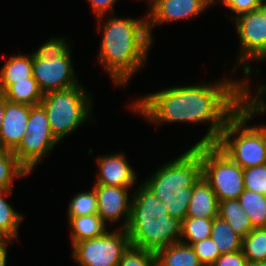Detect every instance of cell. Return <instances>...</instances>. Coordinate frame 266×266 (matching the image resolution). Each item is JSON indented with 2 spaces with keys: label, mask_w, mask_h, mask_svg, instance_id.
<instances>
[{
  "label": "cell",
  "mask_w": 266,
  "mask_h": 266,
  "mask_svg": "<svg viewBox=\"0 0 266 266\" xmlns=\"http://www.w3.org/2000/svg\"><path fill=\"white\" fill-rule=\"evenodd\" d=\"M248 80L220 79L216 83L176 86L148 94L131 103L132 111L160 125L163 122L211 123L195 145L215 144L227 121L241 108Z\"/></svg>",
  "instance_id": "6da1fadb"
},
{
  "label": "cell",
  "mask_w": 266,
  "mask_h": 266,
  "mask_svg": "<svg viewBox=\"0 0 266 266\" xmlns=\"http://www.w3.org/2000/svg\"><path fill=\"white\" fill-rule=\"evenodd\" d=\"M102 27L99 62L116 85L125 86L144 66L153 43L148 32L147 15L144 19L109 16Z\"/></svg>",
  "instance_id": "7a4b0ae2"
},
{
  "label": "cell",
  "mask_w": 266,
  "mask_h": 266,
  "mask_svg": "<svg viewBox=\"0 0 266 266\" xmlns=\"http://www.w3.org/2000/svg\"><path fill=\"white\" fill-rule=\"evenodd\" d=\"M258 92V93H257ZM257 94L248 92L241 108L227 121L215 145L242 169L266 164V136L258 126H246L254 115L265 113L266 85H260Z\"/></svg>",
  "instance_id": "3957f363"
},
{
  "label": "cell",
  "mask_w": 266,
  "mask_h": 266,
  "mask_svg": "<svg viewBox=\"0 0 266 266\" xmlns=\"http://www.w3.org/2000/svg\"><path fill=\"white\" fill-rule=\"evenodd\" d=\"M126 227L131 246L156 253L179 242L182 222L169 215L167 208L143 183L131 198Z\"/></svg>",
  "instance_id": "277c9868"
},
{
  "label": "cell",
  "mask_w": 266,
  "mask_h": 266,
  "mask_svg": "<svg viewBox=\"0 0 266 266\" xmlns=\"http://www.w3.org/2000/svg\"><path fill=\"white\" fill-rule=\"evenodd\" d=\"M154 173L143 184L162 201L171 217L182 222L186 218L193 185L202 175L201 145H193Z\"/></svg>",
  "instance_id": "5b68a950"
},
{
  "label": "cell",
  "mask_w": 266,
  "mask_h": 266,
  "mask_svg": "<svg viewBox=\"0 0 266 266\" xmlns=\"http://www.w3.org/2000/svg\"><path fill=\"white\" fill-rule=\"evenodd\" d=\"M66 39L51 38L32 53L33 77L43 94L79 85Z\"/></svg>",
  "instance_id": "8992f818"
},
{
  "label": "cell",
  "mask_w": 266,
  "mask_h": 266,
  "mask_svg": "<svg viewBox=\"0 0 266 266\" xmlns=\"http://www.w3.org/2000/svg\"><path fill=\"white\" fill-rule=\"evenodd\" d=\"M85 90L79 84L43 94L40 105L45 109L52 134L59 142L90 117L92 99Z\"/></svg>",
  "instance_id": "52a82bcc"
},
{
  "label": "cell",
  "mask_w": 266,
  "mask_h": 266,
  "mask_svg": "<svg viewBox=\"0 0 266 266\" xmlns=\"http://www.w3.org/2000/svg\"><path fill=\"white\" fill-rule=\"evenodd\" d=\"M202 175L210 183L218 201L237 199L245 190L244 169L215 144L201 145Z\"/></svg>",
  "instance_id": "ba28073f"
},
{
  "label": "cell",
  "mask_w": 266,
  "mask_h": 266,
  "mask_svg": "<svg viewBox=\"0 0 266 266\" xmlns=\"http://www.w3.org/2000/svg\"><path fill=\"white\" fill-rule=\"evenodd\" d=\"M58 142L52 134L47 113L39 104L30 108L26 132L13 152L19 163L31 173Z\"/></svg>",
  "instance_id": "9c48e42d"
},
{
  "label": "cell",
  "mask_w": 266,
  "mask_h": 266,
  "mask_svg": "<svg viewBox=\"0 0 266 266\" xmlns=\"http://www.w3.org/2000/svg\"><path fill=\"white\" fill-rule=\"evenodd\" d=\"M233 20L241 47L235 68L244 64L242 71L248 77L253 72L247 62L263 61L266 58V2H262L258 9L240 14Z\"/></svg>",
  "instance_id": "30bf717a"
},
{
  "label": "cell",
  "mask_w": 266,
  "mask_h": 266,
  "mask_svg": "<svg viewBox=\"0 0 266 266\" xmlns=\"http://www.w3.org/2000/svg\"><path fill=\"white\" fill-rule=\"evenodd\" d=\"M107 231L103 236L75 243L73 258L80 266H118L130 239L126 230Z\"/></svg>",
  "instance_id": "8fae6325"
},
{
  "label": "cell",
  "mask_w": 266,
  "mask_h": 266,
  "mask_svg": "<svg viewBox=\"0 0 266 266\" xmlns=\"http://www.w3.org/2000/svg\"><path fill=\"white\" fill-rule=\"evenodd\" d=\"M212 5V0H157L148 9L147 23L150 38L156 25L193 18Z\"/></svg>",
  "instance_id": "7c38bea8"
},
{
  "label": "cell",
  "mask_w": 266,
  "mask_h": 266,
  "mask_svg": "<svg viewBox=\"0 0 266 266\" xmlns=\"http://www.w3.org/2000/svg\"><path fill=\"white\" fill-rule=\"evenodd\" d=\"M93 188L97 197V214L102 218L103 222L107 225V221L110 223L117 222L124 216L125 219L121 229L126 230L130 219L132 199H129L128 192L131 187L94 184Z\"/></svg>",
  "instance_id": "4fadbf2b"
},
{
  "label": "cell",
  "mask_w": 266,
  "mask_h": 266,
  "mask_svg": "<svg viewBox=\"0 0 266 266\" xmlns=\"http://www.w3.org/2000/svg\"><path fill=\"white\" fill-rule=\"evenodd\" d=\"M26 104L12 103L5 98V110L0 130V148L13 151L26 132L30 108Z\"/></svg>",
  "instance_id": "5bb4252c"
},
{
  "label": "cell",
  "mask_w": 266,
  "mask_h": 266,
  "mask_svg": "<svg viewBox=\"0 0 266 266\" xmlns=\"http://www.w3.org/2000/svg\"><path fill=\"white\" fill-rule=\"evenodd\" d=\"M126 155L114 153L97 158L98 174L96 183L106 186L132 187L137 181L133 167L128 164Z\"/></svg>",
  "instance_id": "9a60e30c"
},
{
  "label": "cell",
  "mask_w": 266,
  "mask_h": 266,
  "mask_svg": "<svg viewBox=\"0 0 266 266\" xmlns=\"http://www.w3.org/2000/svg\"><path fill=\"white\" fill-rule=\"evenodd\" d=\"M219 201L210 183L201 175L193 185L186 217L215 218L218 216Z\"/></svg>",
  "instance_id": "2e32d148"
},
{
  "label": "cell",
  "mask_w": 266,
  "mask_h": 266,
  "mask_svg": "<svg viewBox=\"0 0 266 266\" xmlns=\"http://www.w3.org/2000/svg\"><path fill=\"white\" fill-rule=\"evenodd\" d=\"M33 77L32 54L11 55L0 70V91L4 92L16 81H28Z\"/></svg>",
  "instance_id": "e0dca14e"
},
{
  "label": "cell",
  "mask_w": 266,
  "mask_h": 266,
  "mask_svg": "<svg viewBox=\"0 0 266 266\" xmlns=\"http://www.w3.org/2000/svg\"><path fill=\"white\" fill-rule=\"evenodd\" d=\"M156 266H203L191 245L176 242L155 253Z\"/></svg>",
  "instance_id": "ac0fdd59"
},
{
  "label": "cell",
  "mask_w": 266,
  "mask_h": 266,
  "mask_svg": "<svg viewBox=\"0 0 266 266\" xmlns=\"http://www.w3.org/2000/svg\"><path fill=\"white\" fill-rule=\"evenodd\" d=\"M71 228L72 246L75 243L103 236L106 232V224L98 214L68 217Z\"/></svg>",
  "instance_id": "d6986e66"
},
{
  "label": "cell",
  "mask_w": 266,
  "mask_h": 266,
  "mask_svg": "<svg viewBox=\"0 0 266 266\" xmlns=\"http://www.w3.org/2000/svg\"><path fill=\"white\" fill-rule=\"evenodd\" d=\"M218 216L224 219L242 239L254 229L238 198L220 201Z\"/></svg>",
  "instance_id": "ffe728a7"
},
{
  "label": "cell",
  "mask_w": 266,
  "mask_h": 266,
  "mask_svg": "<svg viewBox=\"0 0 266 266\" xmlns=\"http://www.w3.org/2000/svg\"><path fill=\"white\" fill-rule=\"evenodd\" d=\"M12 192L13 190L0 188V241L12 242V240H16L19 225L24 219L23 215L16 212L11 203H8L4 197L12 194Z\"/></svg>",
  "instance_id": "44dd1931"
},
{
  "label": "cell",
  "mask_w": 266,
  "mask_h": 266,
  "mask_svg": "<svg viewBox=\"0 0 266 266\" xmlns=\"http://www.w3.org/2000/svg\"><path fill=\"white\" fill-rule=\"evenodd\" d=\"M3 94L9 102L30 106L39 105L43 98V93L34 77L28 78V81H16Z\"/></svg>",
  "instance_id": "7402d4cb"
},
{
  "label": "cell",
  "mask_w": 266,
  "mask_h": 266,
  "mask_svg": "<svg viewBox=\"0 0 266 266\" xmlns=\"http://www.w3.org/2000/svg\"><path fill=\"white\" fill-rule=\"evenodd\" d=\"M210 237L220 254L241 251L242 238L219 216L213 219Z\"/></svg>",
  "instance_id": "603a6c76"
},
{
  "label": "cell",
  "mask_w": 266,
  "mask_h": 266,
  "mask_svg": "<svg viewBox=\"0 0 266 266\" xmlns=\"http://www.w3.org/2000/svg\"><path fill=\"white\" fill-rule=\"evenodd\" d=\"M30 173L19 163L14 152L0 148V188L12 190L15 178L26 177Z\"/></svg>",
  "instance_id": "cb8c5ba5"
},
{
  "label": "cell",
  "mask_w": 266,
  "mask_h": 266,
  "mask_svg": "<svg viewBox=\"0 0 266 266\" xmlns=\"http://www.w3.org/2000/svg\"><path fill=\"white\" fill-rule=\"evenodd\" d=\"M238 199L253 228L266 227V196L245 189Z\"/></svg>",
  "instance_id": "d4e9b609"
},
{
  "label": "cell",
  "mask_w": 266,
  "mask_h": 266,
  "mask_svg": "<svg viewBox=\"0 0 266 266\" xmlns=\"http://www.w3.org/2000/svg\"><path fill=\"white\" fill-rule=\"evenodd\" d=\"M241 251L249 265L266 261V227L254 228L243 238Z\"/></svg>",
  "instance_id": "484cf974"
},
{
  "label": "cell",
  "mask_w": 266,
  "mask_h": 266,
  "mask_svg": "<svg viewBox=\"0 0 266 266\" xmlns=\"http://www.w3.org/2000/svg\"><path fill=\"white\" fill-rule=\"evenodd\" d=\"M213 219L214 218L186 217L182 221L181 225L180 242L192 245L195 242L210 237L213 225Z\"/></svg>",
  "instance_id": "4316f807"
},
{
  "label": "cell",
  "mask_w": 266,
  "mask_h": 266,
  "mask_svg": "<svg viewBox=\"0 0 266 266\" xmlns=\"http://www.w3.org/2000/svg\"><path fill=\"white\" fill-rule=\"evenodd\" d=\"M98 213L97 197L94 188L80 192L71 199L68 206V217H78Z\"/></svg>",
  "instance_id": "83f0119b"
},
{
  "label": "cell",
  "mask_w": 266,
  "mask_h": 266,
  "mask_svg": "<svg viewBox=\"0 0 266 266\" xmlns=\"http://www.w3.org/2000/svg\"><path fill=\"white\" fill-rule=\"evenodd\" d=\"M118 266H156V256L153 252L130 245Z\"/></svg>",
  "instance_id": "f1b7e54d"
},
{
  "label": "cell",
  "mask_w": 266,
  "mask_h": 266,
  "mask_svg": "<svg viewBox=\"0 0 266 266\" xmlns=\"http://www.w3.org/2000/svg\"><path fill=\"white\" fill-rule=\"evenodd\" d=\"M245 189L266 196V164L244 169Z\"/></svg>",
  "instance_id": "f546056e"
},
{
  "label": "cell",
  "mask_w": 266,
  "mask_h": 266,
  "mask_svg": "<svg viewBox=\"0 0 266 266\" xmlns=\"http://www.w3.org/2000/svg\"><path fill=\"white\" fill-rule=\"evenodd\" d=\"M203 266H211L221 255L211 237L195 242L191 245Z\"/></svg>",
  "instance_id": "4dcf8cb0"
},
{
  "label": "cell",
  "mask_w": 266,
  "mask_h": 266,
  "mask_svg": "<svg viewBox=\"0 0 266 266\" xmlns=\"http://www.w3.org/2000/svg\"><path fill=\"white\" fill-rule=\"evenodd\" d=\"M221 2L226 8L233 11L234 15L231 19L236 18L238 15L256 10L260 7L262 0H212V5Z\"/></svg>",
  "instance_id": "1f68e13d"
},
{
  "label": "cell",
  "mask_w": 266,
  "mask_h": 266,
  "mask_svg": "<svg viewBox=\"0 0 266 266\" xmlns=\"http://www.w3.org/2000/svg\"><path fill=\"white\" fill-rule=\"evenodd\" d=\"M211 266H249L242 251L221 254Z\"/></svg>",
  "instance_id": "d6a6232c"
},
{
  "label": "cell",
  "mask_w": 266,
  "mask_h": 266,
  "mask_svg": "<svg viewBox=\"0 0 266 266\" xmlns=\"http://www.w3.org/2000/svg\"><path fill=\"white\" fill-rule=\"evenodd\" d=\"M89 4H91L92 11L95 13L97 17V21L101 23V19L105 14L108 13V11L113 15L114 13V4L116 0H88Z\"/></svg>",
  "instance_id": "836d02e7"
},
{
  "label": "cell",
  "mask_w": 266,
  "mask_h": 266,
  "mask_svg": "<svg viewBox=\"0 0 266 266\" xmlns=\"http://www.w3.org/2000/svg\"><path fill=\"white\" fill-rule=\"evenodd\" d=\"M9 241H0V266L7 264V245Z\"/></svg>",
  "instance_id": "e575fe53"
},
{
  "label": "cell",
  "mask_w": 266,
  "mask_h": 266,
  "mask_svg": "<svg viewBox=\"0 0 266 266\" xmlns=\"http://www.w3.org/2000/svg\"><path fill=\"white\" fill-rule=\"evenodd\" d=\"M5 110V96L2 91H0V130L2 126V117Z\"/></svg>",
  "instance_id": "d590c367"
},
{
  "label": "cell",
  "mask_w": 266,
  "mask_h": 266,
  "mask_svg": "<svg viewBox=\"0 0 266 266\" xmlns=\"http://www.w3.org/2000/svg\"><path fill=\"white\" fill-rule=\"evenodd\" d=\"M249 266H266V261L256 262V263L250 264Z\"/></svg>",
  "instance_id": "8d00e7d4"
},
{
  "label": "cell",
  "mask_w": 266,
  "mask_h": 266,
  "mask_svg": "<svg viewBox=\"0 0 266 266\" xmlns=\"http://www.w3.org/2000/svg\"><path fill=\"white\" fill-rule=\"evenodd\" d=\"M260 127L264 130L265 136H266V125L265 124L264 125H260Z\"/></svg>",
  "instance_id": "74e56055"
},
{
  "label": "cell",
  "mask_w": 266,
  "mask_h": 266,
  "mask_svg": "<svg viewBox=\"0 0 266 266\" xmlns=\"http://www.w3.org/2000/svg\"><path fill=\"white\" fill-rule=\"evenodd\" d=\"M149 2H150V6L154 3V2H156L157 0H148Z\"/></svg>",
  "instance_id": "f35d334b"
}]
</instances>
